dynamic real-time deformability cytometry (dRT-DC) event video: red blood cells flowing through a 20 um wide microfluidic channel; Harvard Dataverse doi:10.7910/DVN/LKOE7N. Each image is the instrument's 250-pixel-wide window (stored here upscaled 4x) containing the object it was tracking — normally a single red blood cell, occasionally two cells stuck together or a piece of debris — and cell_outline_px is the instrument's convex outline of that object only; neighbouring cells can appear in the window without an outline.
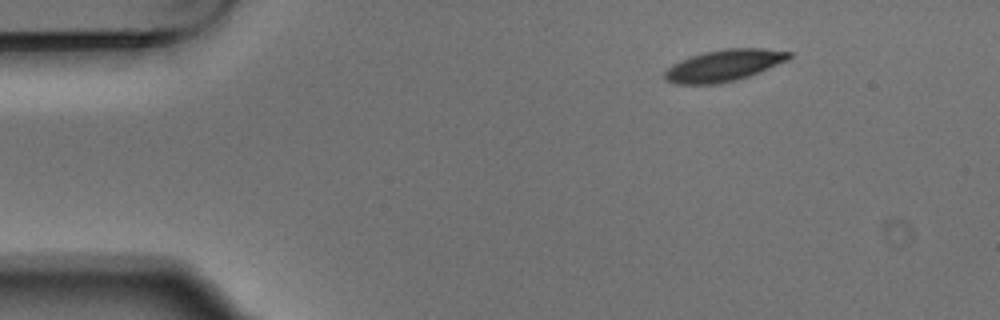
{"species": "Egyptian fruit bat (a non-hibernating species)", "species_latin": "Rousettus aegyptiacus", "temperature_condition": "warm", "stored_images_in_passage": 3, "camera_frame_rate_fps": 3000, "um_per_image_px": 0.085, "animal": {"sex": "male"}, "frame": {"image": 1, "passage_image": 1, "time_ms": 0.0, "image_size_px": [1000, 320], "cell_outline_px": [[792, 56], [788, 60], [760, 72], [736, 80], [720, 84], [676, 84], [668, 80], [664, 76], [664, 72], [672, 64], [680, 60], [704, 52], [724, 48], [760, 48], [792, 52]], "centroid_in_image_um": [61.55, 5.56], "position_along_channel_um": 23.4, "area_um2": 22.89}}